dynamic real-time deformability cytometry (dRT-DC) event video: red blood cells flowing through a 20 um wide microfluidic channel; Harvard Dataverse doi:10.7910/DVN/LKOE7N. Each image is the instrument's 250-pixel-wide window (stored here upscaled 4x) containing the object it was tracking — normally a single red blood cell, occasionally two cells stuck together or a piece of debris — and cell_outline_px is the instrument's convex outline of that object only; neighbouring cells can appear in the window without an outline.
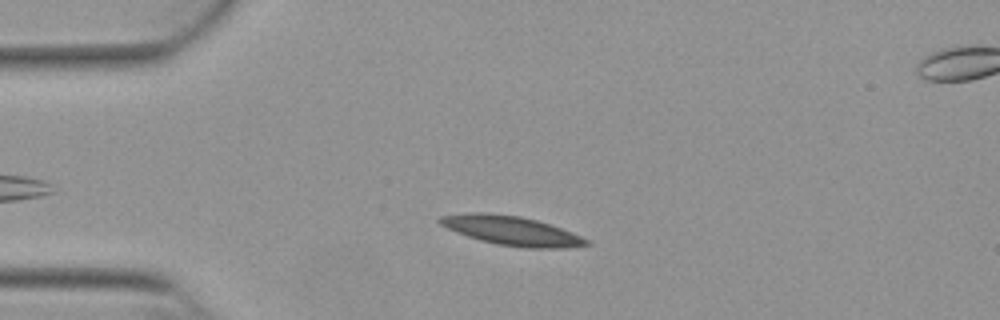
{"species": "Egyptian fruit bat (a non-hibernating species)", "species_latin": "Rousettus aegyptiacus", "temperature_condition": "warm", "stored_images_in_passage": 40, "camera_frame_rate_fps": 3000, "um_per_image_px": 0.085, "animal": {"sex": "female"}, "frame": {"image": 1, "passage_image": 10, "time_ms": 3.0, "image_size_px": [1000, 320], "cell_outline_px": [[592, 244], [568, 248], [524, 248], [496, 244], [480, 240], [456, 232], [440, 224], [436, 220], [440, 216], [468, 212], [484, 212], [520, 216], [536, 220], [572, 232], [588, 240]], "centroid_in_image_um": [43.47, 19.61], "position_along_channel_um": 41.5, "area_um2": 24.91}}
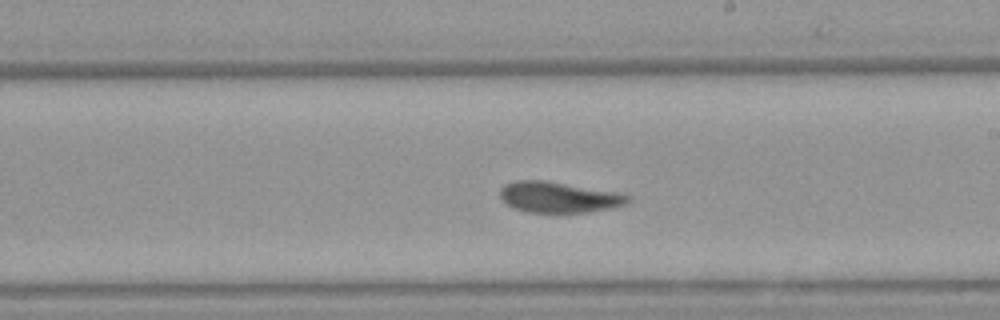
{"frame": {"image": 2, "passage_image": 28, "time_ms": 9.0, "image_size_px": [1000, 320], "cell_outline_px": [[632, 200], [624, 204], [612, 208], [588, 212], [528, 212], [516, 208], [508, 204], [500, 196], [500, 188], [504, 184], [516, 180], [548, 180], [620, 192], [632, 196]], "centroid_in_image_um": [47.55, 16.74], "position_along_channel_um": 241.4, "area_um2": 23.18}}
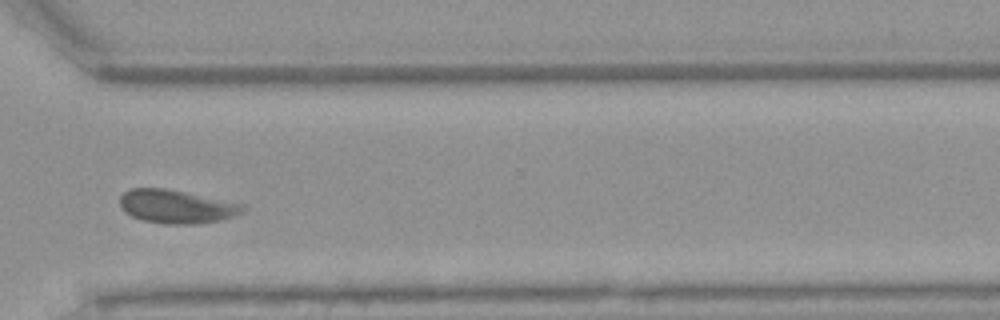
{"frame": {"image": 3, "passage_image": 37, "time_ms": 12.0, "image_size_px": [1000, 320], "cell_outline_px": [[244, 208], [240, 212], [232, 216], [220, 220], [196, 224], [164, 224], [144, 220], [132, 216], [124, 212], [120, 208], [120, 196], [124, 192], [132, 188], [164, 188], [244, 204]], "centroid_in_image_um": [14.94, 17.56], "position_along_channel_um": 355.7, "area_um2": 23.7}, "authors_computed_cell_mechanics": {"area_um2": 23.6691, "velocity_mm_per_s": 3.791, "shape_relaxation_time_tau1_ms": null, "shape_relaxation_time_tau2_ms": 1.2651, "deformation_change_tau1": null, "deformation_change_tau2": 0.0676}}